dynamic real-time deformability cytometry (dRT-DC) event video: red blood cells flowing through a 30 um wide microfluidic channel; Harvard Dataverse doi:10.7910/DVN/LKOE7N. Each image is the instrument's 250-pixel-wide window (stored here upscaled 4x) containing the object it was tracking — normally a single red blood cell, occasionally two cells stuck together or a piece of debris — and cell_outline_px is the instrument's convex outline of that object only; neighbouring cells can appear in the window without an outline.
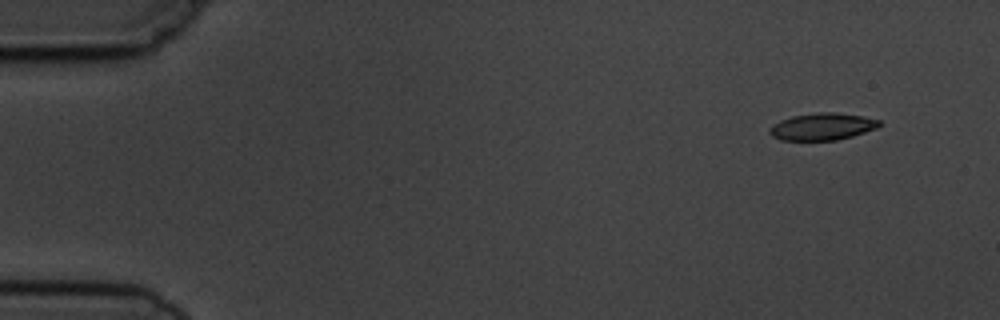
{"species": "common noctule bat (a hibernating species)", "species_latin": "Nyctalus noctula", "temperature_condition": "cold", "stored_images_in_passage": 5, "camera_frame_rate_fps": 3000, "um_per_image_px": 0.085, "animal": {"sex": "male", "body_mass_g": 19.5, "forearm_length_mm": 54.6}, "frame": {"image": 1, "passage_image": 1, "time_ms": 0.0, "image_size_px": [1000, 320], "cell_outline_px": [[880, 124], [876, 128], [852, 136], [836, 140], [780, 140], [772, 136], [768, 132], [768, 128], [780, 120], [792, 116], [820, 112], [832, 112], [864, 116], [880, 120]], "centroid_in_image_um": [69.86, 10.76], "position_along_channel_um": 15.1, "area_um2": 17.22}}
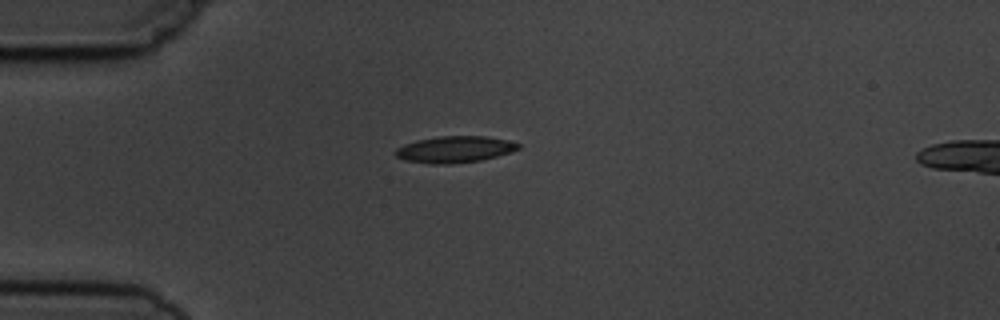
{"frame": {"image": 2, "passage_image": 3, "time_ms": 3.333, "image_size_px": [1000, 320], "cell_outline_px": [[520, 148], [512, 152], [480, 160], [448, 164], [432, 164], [404, 160], [396, 156], [396, 148], [404, 144], [416, 140], [440, 136], [488, 136], [508, 140], [520, 144]], "centroid_in_image_um": [38.66, 12.69], "position_along_channel_um": 46.3, "area_um2": 18.96}}
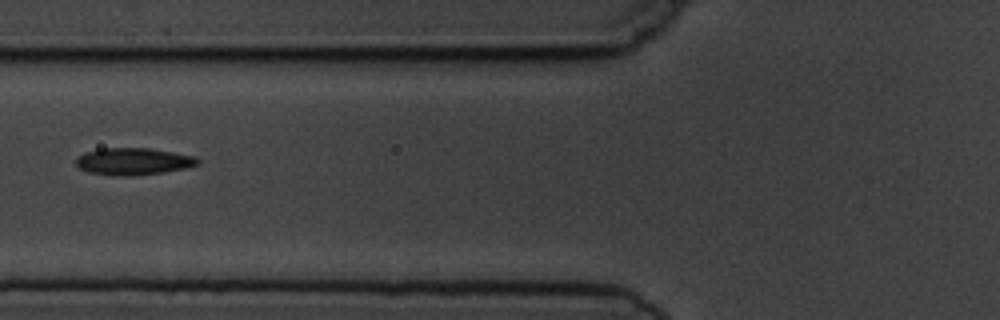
{"frame": {"image": 3, "passage_image": 5, "time_ms": 5.667, "image_size_px": [1000, 320], "cell_outline_px": [[200, 164], [188, 168], [164, 172], [128, 176], [124, 176], [88, 172], [80, 168], [76, 164], [76, 156], [84, 152], [104, 148], [148, 148], [196, 156], [200, 160]], "centroid_in_image_um": [11.36, 13.71], "position_along_channel_um": 114.4, "area_um2": 19.19}}